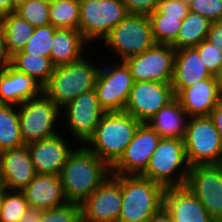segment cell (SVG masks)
<instances>
[{
  "instance_id": "cell-1",
  "label": "cell",
  "mask_w": 222,
  "mask_h": 222,
  "mask_svg": "<svg viewBox=\"0 0 222 222\" xmlns=\"http://www.w3.org/2000/svg\"><path fill=\"white\" fill-rule=\"evenodd\" d=\"M109 175L111 167L81 145L69 155L59 176L67 202L81 205Z\"/></svg>"
},
{
  "instance_id": "cell-2",
  "label": "cell",
  "mask_w": 222,
  "mask_h": 222,
  "mask_svg": "<svg viewBox=\"0 0 222 222\" xmlns=\"http://www.w3.org/2000/svg\"><path fill=\"white\" fill-rule=\"evenodd\" d=\"M141 124L124 111L105 112L86 147L112 167L123 155Z\"/></svg>"
},
{
  "instance_id": "cell-3",
  "label": "cell",
  "mask_w": 222,
  "mask_h": 222,
  "mask_svg": "<svg viewBox=\"0 0 222 222\" xmlns=\"http://www.w3.org/2000/svg\"><path fill=\"white\" fill-rule=\"evenodd\" d=\"M83 56L67 65L54 68L42 91L62 110L82 93L95 89L100 67Z\"/></svg>"
},
{
  "instance_id": "cell-4",
  "label": "cell",
  "mask_w": 222,
  "mask_h": 222,
  "mask_svg": "<svg viewBox=\"0 0 222 222\" xmlns=\"http://www.w3.org/2000/svg\"><path fill=\"white\" fill-rule=\"evenodd\" d=\"M165 188L141 175L121 176L122 207L118 222H148L163 207Z\"/></svg>"
},
{
  "instance_id": "cell-5",
  "label": "cell",
  "mask_w": 222,
  "mask_h": 222,
  "mask_svg": "<svg viewBox=\"0 0 222 222\" xmlns=\"http://www.w3.org/2000/svg\"><path fill=\"white\" fill-rule=\"evenodd\" d=\"M190 167L184 139L161 138L141 176L164 188L182 187L186 184ZM178 171L180 172L178 173ZM174 175L176 176L174 177Z\"/></svg>"
},
{
  "instance_id": "cell-6",
  "label": "cell",
  "mask_w": 222,
  "mask_h": 222,
  "mask_svg": "<svg viewBox=\"0 0 222 222\" xmlns=\"http://www.w3.org/2000/svg\"><path fill=\"white\" fill-rule=\"evenodd\" d=\"M18 107L23 145L57 134L54 126L59 119L61 109L43 91Z\"/></svg>"
},
{
  "instance_id": "cell-7",
  "label": "cell",
  "mask_w": 222,
  "mask_h": 222,
  "mask_svg": "<svg viewBox=\"0 0 222 222\" xmlns=\"http://www.w3.org/2000/svg\"><path fill=\"white\" fill-rule=\"evenodd\" d=\"M103 42L114 49L118 60L141 54L156 44L149 16L139 14H128Z\"/></svg>"
},
{
  "instance_id": "cell-8",
  "label": "cell",
  "mask_w": 222,
  "mask_h": 222,
  "mask_svg": "<svg viewBox=\"0 0 222 222\" xmlns=\"http://www.w3.org/2000/svg\"><path fill=\"white\" fill-rule=\"evenodd\" d=\"M79 31L87 42L103 40L128 14L122 0H79Z\"/></svg>"
},
{
  "instance_id": "cell-9",
  "label": "cell",
  "mask_w": 222,
  "mask_h": 222,
  "mask_svg": "<svg viewBox=\"0 0 222 222\" xmlns=\"http://www.w3.org/2000/svg\"><path fill=\"white\" fill-rule=\"evenodd\" d=\"M184 144L190 166L222 163V138L209 116L189 117Z\"/></svg>"
},
{
  "instance_id": "cell-10",
  "label": "cell",
  "mask_w": 222,
  "mask_h": 222,
  "mask_svg": "<svg viewBox=\"0 0 222 222\" xmlns=\"http://www.w3.org/2000/svg\"><path fill=\"white\" fill-rule=\"evenodd\" d=\"M130 69L124 60L99 69L95 91L100 107L105 112L124 111L133 87Z\"/></svg>"
},
{
  "instance_id": "cell-11",
  "label": "cell",
  "mask_w": 222,
  "mask_h": 222,
  "mask_svg": "<svg viewBox=\"0 0 222 222\" xmlns=\"http://www.w3.org/2000/svg\"><path fill=\"white\" fill-rule=\"evenodd\" d=\"M185 186L215 222H222V163L191 166Z\"/></svg>"
},
{
  "instance_id": "cell-12",
  "label": "cell",
  "mask_w": 222,
  "mask_h": 222,
  "mask_svg": "<svg viewBox=\"0 0 222 222\" xmlns=\"http://www.w3.org/2000/svg\"><path fill=\"white\" fill-rule=\"evenodd\" d=\"M176 49L168 44H155L141 54L126 58L133 81L171 83Z\"/></svg>"
},
{
  "instance_id": "cell-13",
  "label": "cell",
  "mask_w": 222,
  "mask_h": 222,
  "mask_svg": "<svg viewBox=\"0 0 222 222\" xmlns=\"http://www.w3.org/2000/svg\"><path fill=\"white\" fill-rule=\"evenodd\" d=\"M111 176L81 204L82 222H118L122 207L121 176Z\"/></svg>"
},
{
  "instance_id": "cell-14",
  "label": "cell",
  "mask_w": 222,
  "mask_h": 222,
  "mask_svg": "<svg viewBox=\"0 0 222 222\" xmlns=\"http://www.w3.org/2000/svg\"><path fill=\"white\" fill-rule=\"evenodd\" d=\"M175 97L171 83L134 82L124 112L146 123Z\"/></svg>"
},
{
  "instance_id": "cell-15",
  "label": "cell",
  "mask_w": 222,
  "mask_h": 222,
  "mask_svg": "<svg viewBox=\"0 0 222 222\" xmlns=\"http://www.w3.org/2000/svg\"><path fill=\"white\" fill-rule=\"evenodd\" d=\"M62 109L65 111L63 115L72 136L77 138L82 145H85L94 135L105 113L100 107L95 89L80 94Z\"/></svg>"
},
{
  "instance_id": "cell-16",
  "label": "cell",
  "mask_w": 222,
  "mask_h": 222,
  "mask_svg": "<svg viewBox=\"0 0 222 222\" xmlns=\"http://www.w3.org/2000/svg\"><path fill=\"white\" fill-rule=\"evenodd\" d=\"M161 137L146 123L136 130L120 159L111 167L113 175H141L147 168Z\"/></svg>"
},
{
  "instance_id": "cell-17",
  "label": "cell",
  "mask_w": 222,
  "mask_h": 222,
  "mask_svg": "<svg viewBox=\"0 0 222 222\" xmlns=\"http://www.w3.org/2000/svg\"><path fill=\"white\" fill-rule=\"evenodd\" d=\"M26 146L37 174L60 175L69 155L74 151L60 133Z\"/></svg>"
},
{
  "instance_id": "cell-18",
  "label": "cell",
  "mask_w": 222,
  "mask_h": 222,
  "mask_svg": "<svg viewBox=\"0 0 222 222\" xmlns=\"http://www.w3.org/2000/svg\"><path fill=\"white\" fill-rule=\"evenodd\" d=\"M37 175L26 145L0 152V184L22 191Z\"/></svg>"
},
{
  "instance_id": "cell-19",
  "label": "cell",
  "mask_w": 222,
  "mask_h": 222,
  "mask_svg": "<svg viewBox=\"0 0 222 222\" xmlns=\"http://www.w3.org/2000/svg\"><path fill=\"white\" fill-rule=\"evenodd\" d=\"M163 206L173 222H215L186 186L165 188Z\"/></svg>"
},
{
  "instance_id": "cell-20",
  "label": "cell",
  "mask_w": 222,
  "mask_h": 222,
  "mask_svg": "<svg viewBox=\"0 0 222 222\" xmlns=\"http://www.w3.org/2000/svg\"><path fill=\"white\" fill-rule=\"evenodd\" d=\"M222 97L215 76L183 88L176 98L189 117L209 116Z\"/></svg>"
},
{
  "instance_id": "cell-21",
  "label": "cell",
  "mask_w": 222,
  "mask_h": 222,
  "mask_svg": "<svg viewBox=\"0 0 222 222\" xmlns=\"http://www.w3.org/2000/svg\"><path fill=\"white\" fill-rule=\"evenodd\" d=\"M22 192L29 207L44 211L67 203L59 175L37 174Z\"/></svg>"
},
{
  "instance_id": "cell-22",
  "label": "cell",
  "mask_w": 222,
  "mask_h": 222,
  "mask_svg": "<svg viewBox=\"0 0 222 222\" xmlns=\"http://www.w3.org/2000/svg\"><path fill=\"white\" fill-rule=\"evenodd\" d=\"M213 75L207 70L198 51L182 48L175 51L174 71L171 85L175 96L183 89Z\"/></svg>"
},
{
  "instance_id": "cell-23",
  "label": "cell",
  "mask_w": 222,
  "mask_h": 222,
  "mask_svg": "<svg viewBox=\"0 0 222 222\" xmlns=\"http://www.w3.org/2000/svg\"><path fill=\"white\" fill-rule=\"evenodd\" d=\"M41 92L42 87L36 81L11 65L0 70V104L18 106Z\"/></svg>"
},
{
  "instance_id": "cell-24",
  "label": "cell",
  "mask_w": 222,
  "mask_h": 222,
  "mask_svg": "<svg viewBox=\"0 0 222 222\" xmlns=\"http://www.w3.org/2000/svg\"><path fill=\"white\" fill-rule=\"evenodd\" d=\"M188 117V114L175 97L147 121L146 124L161 138L184 139L189 122Z\"/></svg>"
},
{
  "instance_id": "cell-25",
  "label": "cell",
  "mask_w": 222,
  "mask_h": 222,
  "mask_svg": "<svg viewBox=\"0 0 222 222\" xmlns=\"http://www.w3.org/2000/svg\"><path fill=\"white\" fill-rule=\"evenodd\" d=\"M87 43L79 30L56 29L50 55L53 66L67 65L81 59Z\"/></svg>"
},
{
  "instance_id": "cell-26",
  "label": "cell",
  "mask_w": 222,
  "mask_h": 222,
  "mask_svg": "<svg viewBox=\"0 0 222 222\" xmlns=\"http://www.w3.org/2000/svg\"><path fill=\"white\" fill-rule=\"evenodd\" d=\"M211 23L203 15L189 11L182 20L177 39L171 45L176 50L198 46L206 40Z\"/></svg>"
},
{
  "instance_id": "cell-27",
  "label": "cell",
  "mask_w": 222,
  "mask_h": 222,
  "mask_svg": "<svg viewBox=\"0 0 222 222\" xmlns=\"http://www.w3.org/2000/svg\"><path fill=\"white\" fill-rule=\"evenodd\" d=\"M11 66L31 77L42 88L49 81L55 68L49 57L30 55L23 51L11 56Z\"/></svg>"
},
{
  "instance_id": "cell-28",
  "label": "cell",
  "mask_w": 222,
  "mask_h": 222,
  "mask_svg": "<svg viewBox=\"0 0 222 222\" xmlns=\"http://www.w3.org/2000/svg\"><path fill=\"white\" fill-rule=\"evenodd\" d=\"M0 22L5 31L8 53L13 56L23 50L32 36L34 27L16 12L2 18Z\"/></svg>"
},
{
  "instance_id": "cell-29",
  "label": "cell",
  "mask_w": 222,
  "mask_h": 222,
  "mask_svg": "<svg viewBox=\"0 0 222 222\" xmlns=\"http://www.w3.org/2000/svg\"><path fill=\"white\" fill-rule=\"evenodd\" d=\"M17 105L0 104V152L23 145Z\"/></svg>"
},
{
  "instance_id": "cell-30",
  "label": "cell",
  "mask_w": 222,
  "mask_h": 222,
  "mask_svg": "<svg viewBox=\"0 0 222 222\" xmlns=\"http://www.w3.org/2000/svg\"><path fill=\"white\" fill-rule=\"evenodd\" d=\"M50 25L56 29H79V0H55L49 9Z\"/></svg>"
},
{
  "instance_id": "cell-31",
  "label": "cell",
  "mask_w": 222,
  "mask_h": 222,
  "mask_svg": "<svg viewBox=\"0 0 222 222\" xmlns=\"http://www.w3.org/2000/svg\"><path fill=\"white\" fill-rule=\"evenodd\" d=\"M156 44L171 45L178 36L185 17H167L157 9L149 15Z\"/></svg>"
},
{
  "instance_id": "cell-32",
  "label": "cell",
  "mask_w": 222,
  "mask_h": 222,
  "mask_svg": "<svg viewBox=\"0 0 222 222\" xmlns=\"http://www.w3.org/2000/svg\"><path fill=\"white\" fill-rule=\"evenodd\" d=\"M56 28L52 25L34 28L31 38L23 48V52L35 56L49 57Z\"/></svg>"
},
{
  "instance_id": "cell-33",
  "label": "cell",
  "mask_w": 222,
  "mask_h": 222,
  "mask_svg": "<svg viewBox=\"0 0 222 222\" xmlns=\"http://www.w3.org/2000/svg\"><path fill=\"white\" fill-rule=\"evenodd\" d=\"M28 208V202L22 191L6 189L0 212V222H19Z\"/></svg>"
},
{
  "instance_id": "cell-34",
  "label": "cell",
  "mask_w": 222,
  "mask_h": 222,
  "mask_svg": "<svg viewBox=\"0 0 222 222\" xmlns=\"http://www.w3.org/2000/svg\"><path fill=\"white\" fill-rule=\"evenodd\" d=\"M49 9L50 4L48 3L38 0H27L16 8L15 12L34 28H39L50 24Z\"/></svg>"
},
{
  "instance_id": "cell-35",
  "label": "cell",
  "mask_w": 222,
  "mask_h": 222,
  "mask_svg": "<svg viewBox=\"0 0 222 222\" xmlns=\"http://www.w3.org/2000/svg\"><path fill=\"white\" fill-rule=\"evenodd\" d=\"M40 222H82L81 205L69 203L50 210H43Z\"/></svg>"
},
{
  "instance_id": "cell-36",
  "label": "cell",
  "mask_w": 222,
  "mask_h": 222,
  "mask_svg": "<svg viewBox=\"0 0 222 222\" xmlns=\"http://www.w3.org/2000/svg\"><path fill=\"white\" fill-rule=\"evenodd\" d=\"M194 48L198 51L207 70L215 76L222 65V50L213 46L207 40H203Z\"/></svg>"
},
{
  "instance_id": "cell-37",
  "label": "cell",
  "mask_w": 222,
  "mask_h": 222,
  "mask_svg": "<svg viewBox=\"0 0 222 222\" xmlns=\"http://www.w3.org/2000/svg\"><path fill=\"white\" fill-rule=\"evenodd\" d=\"M189 11L203 15L211 22L222 20V0H192Z\"/></svg>"
},
{
  "instance_id": "cell-38",
  "label": "cell",
  "mask_w": 222,
  "mask_h": 222,
  "mask_svg": "<svg viewBox=\"0 0 222 222\" xmlns=\"http://www.w3.org/2000/svg\"><path fill=\"white\" fill-rule=\"evenodd\" d=\"M157 10L167 17H186L189 4L181 0H159Z\"/></svg>"
},
{
  "instance_id": "cell-39",
  "label": "cell",
  "mask_w": 222,
  "mask_h": 222,
  "mask_svg": "<svg viewBox=\"0 0 222 222\" xmlns=\"http://www.w3.org/2000/svg\"><path fill=\"white\" fill-rule=\"evenodd\" d=\"M129 14L150 15L158 7L159 0H122Z\"/></svg>"
},
{
  "instance_id": "cell-40",
  "label": "cell",
  "mask_w": 222,
  "mask_h": 222,
  "mask_svg": "<svg viewBox=\"0 0 222 222\" xmlns=\"http://www.w3.org/2000/svg\"><path fill=\"white\" fill-rule=\"evenodd\" d=\"M206 40L222 50V20L211 23Z\"/></svg>"
},
{
  "instance_id": "cell-41",
  "label": "cell",
  "mask_w": 222,
  "mask_h": 222,
  "mask_svg": "<svg viewBox=\"0 0 222 222\" xmlns=\"http://www.w3.org/2000/svg\"><path fill=\"white\" fill-rule=\"evenodd\" d=\"M9 65H11V55L8 53L5 31L0 22V70Z\"/></svg>"
},
{
  "instance_id": "cell-42",
  "label": "cell",
  "mask_w": 222,
  "mask_h": 222,
  "mask_svg": "<svg viewBox=\"0 0 222 222\" xmlns=\"http://www.w3.org/2000/svg\"><path fill=\"white\" fill-rule=\"evenodd\" d=\"M209 117L212 119L214 126L217 128L222 138V97L218 101L216 107L211 111Z\"/></svg>"
},
{
  "instance_id": "cell-43",
  "label": "cell",
  "mask_w": 222,
  "mask_h": 222,
  "mask_svg": "<svg viewBox=\"0 0 222 222\" xmlns=\"http://www.w3.org/2000/svg\"><path fill=\"white\" fill-rule=\"evenodd\" d=\"M43 216V210L29 207L19 222H40Z\"/></svg>"
},
{
  "instance_id": "cell-44",
  "label": "cell",
  "mask_w": 222,
  "mask_h": 222,
  "mask_svg": "<svg viewBox=\"0 0 222 222\" xmlns=\"http://www.w3.org/2000/svg\"><path fill=\"white\" fill-rule=\"evenodd\" d=\"M148 222H173L168 211L163 207H161L157 212H155Z\"/></svg>"
},
{
  "instance_id": "cell-45",
  "label": "cell",
  "mask_w": 222,
  "mask_h": 222,
  "mask_svg": "<svg viewBox=\"0 0 222 222\" xmlns=\"http://www.w3.org/2000/svg\"><path fill=\"white\" fill-rule=\"evenodd\" d=\"M15 11L11 0H0V20Z\"/></svg>"
},
{
  "instance_id": "cell-46",
  "label": "cell",
  "mask_w": 222,
  "mask_h": 222,
  "mask_svg": "<svg viewBox=\"0 0 222 222\" xmlns=\"http://www.w3.org/2000/svg\"><path fill=\"white\" fill-rule=\"evenodd\" d=\"M215 78L217 80V83H218V86H219V89L222 93V65L218 71V73L215 75Z\"/></svg>"
},
{
  "instance_id": "cell-47",
  "label": "cell",
  "mask_w": 222,
  "mask_h": 222,
  "mask_svg": "<svg viewBox=\"0 0 222 222\" xmlns=\"http://www.w3.org/2000/svg\"><path fill=\"white\" fill-rule=\"evenodd\" d=\"M5 191H6V188L0 184V212H1V208H2V203H3Z\"/></svg>"
},
{
  "instance_id": "cell-48",
  "label": "cell",
  "mask_w": 222,
  "mask_h": 222,
  "mask_svg": "<svg viewBox=\"0 0 222 222\" xmlns=\"http://www.w3.org/2000/svg\"><path fill=\"white\" fill-rule=\"evenodd\" d=\"M27 0H11L13 7L16 9L20 5L24 4Z\"/></svg>"
},
{
  "instance_id": "cell-49",
  "label": "cell",
  "mask_w": 222,
  "mask_h": 222,
  "mask_svg": "<svg viewBox=\"0 0 222 222\" xmlns=\"http://www.w3.org/2000/svg\"><path fill=\"white\" fill-rule=\"evenodd\" d=\"M38 1H41V2H45V3L51 4V3H53L55 0H38Z\"/></svg>"
},
{
  "instance_id": "cell-50",
  "label": "cell",
  "mask_w": 222,
  "mask_h": 222,
  "mask_svg": "<svg viewBox=\"0 0 222 222\" xmlns=\"http://www.w3.org/2000/svg\"><path fill=\"white\" fill-rule=\"evenodd\" d=\"M181 1H183V2H185V3H187V4H189L192 0H181Z\"/></svg>"
}]
</instances>
